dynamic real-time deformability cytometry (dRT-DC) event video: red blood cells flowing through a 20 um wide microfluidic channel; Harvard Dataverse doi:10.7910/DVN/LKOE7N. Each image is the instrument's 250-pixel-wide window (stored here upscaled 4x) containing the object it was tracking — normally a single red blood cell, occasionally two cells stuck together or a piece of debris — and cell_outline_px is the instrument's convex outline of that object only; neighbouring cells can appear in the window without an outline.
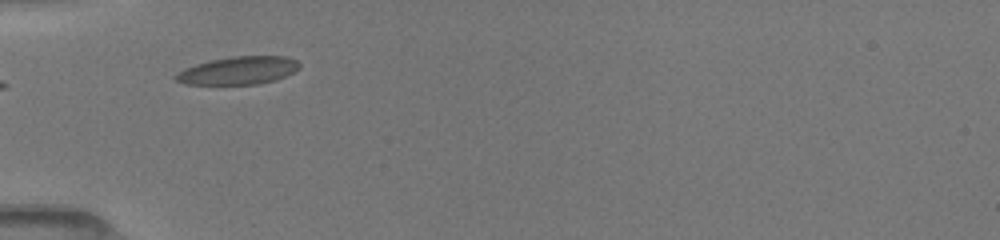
{"species": "common noctule bat (a hibernating species)", "species_latin": "Nyctalus noctula", "temperature_condition": "room temperature", "stored_images_in_passage": 5, "camera_frame_rate_fps": 3000, "um_per_image_px": 0.085, "animal": {"sex": "female", "body_mass_g": 19.5, "forearm_length_mm": 54.1}, "frame": {"image": 1, "passage_image": 1, "time_ms": 0.0, "image_size_px": [1000, 240], "cell_outline_px": [[300, 68], [276, 80], [256, 84], [184, 84], [176, 80], [172, 76], [184, 68], [196, 64], [212, 60], [232, 56], [288, 56], [296, 60], [300, 64]], "centroid_in_image_um": [20.25, 5.99], "position_along_channel_um": 64.7, "area_um2": 20.06}}